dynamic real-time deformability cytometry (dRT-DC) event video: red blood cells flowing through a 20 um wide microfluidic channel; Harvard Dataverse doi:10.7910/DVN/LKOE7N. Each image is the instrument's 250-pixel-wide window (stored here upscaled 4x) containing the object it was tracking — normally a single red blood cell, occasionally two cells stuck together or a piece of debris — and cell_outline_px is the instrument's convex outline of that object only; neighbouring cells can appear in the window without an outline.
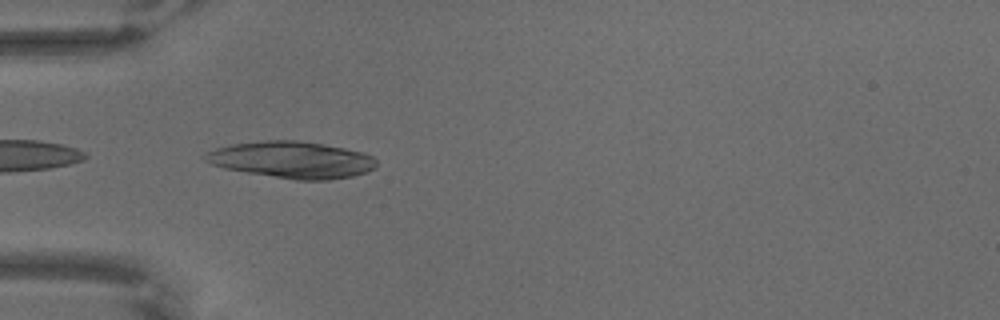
{"species": "common noctule bat (a hibernating species)", "species_latin": "Nyctalus noctula", "temperature_condition": "warm", "stored_images_in_passage": 46, "camera_frame_rate_fps": 3000, "um_per_image_px": 0.085, "animal": {"sex": "male", "body_mass_g": 18.8}, "frame": {"image": 1, "passage_image": 2, "time_ms": 0.333, "image_size_px": [1000, 320], "cell_outline_px": [[376, 168], [368, 172], [352, 176], [328, 180], [296, 180], [224, 168], [212, 164], [204, 160], [204, 152], [216, 148], [232, 144], [264, 140], [296, 140], [324, 144], [344, 148], [360, 152], [372, 156], [376, 160]], "centroid_in_image_um": [24.81, 13.58], "position_along_channel_um": 60.2, "area_um2": 36.53}}
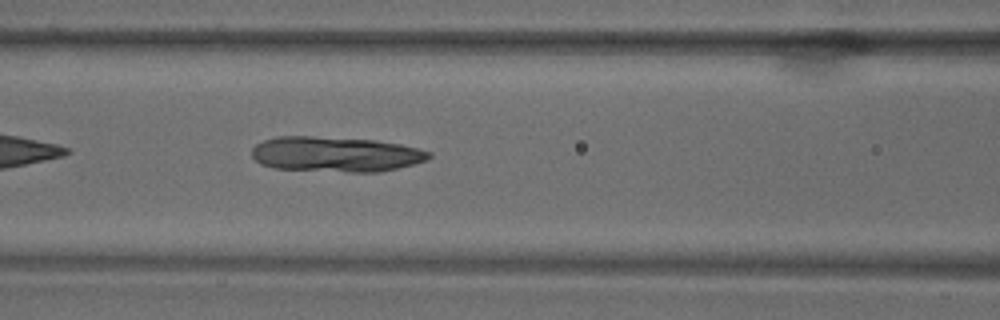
{"frame": {"image": 2, "passage_image": 10, "time_ms": 3.0, "image_size_px": [1000, 320], "cell_outline_px": [[432, 156], [428, 160], [416, 164], [380, 172], [348, 172], [272, 168], [260, 164], [252, 156], [252, 148], [256, 144], [264, 140], [276, 136], [312, 136], [376, 140], [400, 144], [432, 152]], "centroid_in_image_um": [28.55, 13.11], "position_along_channel_um": 138.1, "area_um2": 36.65}}
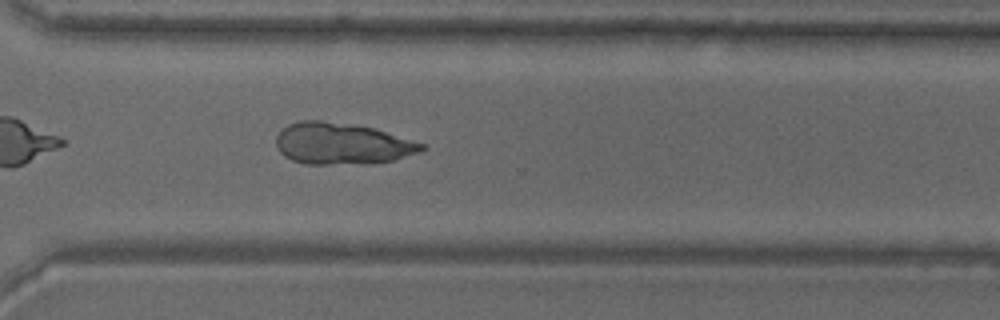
{"frame": {"image": 3, "passage_image": 30, "time_ms": 9.667, "image_size_px": [1000, 320], "cell_outline_px": [[428, 148], [420, 152], [396, 160], [372, 164], [304, 164], [292, 160], [284, 156], [280, 152], [276, 144], [276, 136], [288, 124], [300, 120], [320, 120], [376, 128], [428, 144]], "centroid_in_image_um": [29.14, 12.22], "position_along_channel_um": 341.5, "area_um2": 35.84}}